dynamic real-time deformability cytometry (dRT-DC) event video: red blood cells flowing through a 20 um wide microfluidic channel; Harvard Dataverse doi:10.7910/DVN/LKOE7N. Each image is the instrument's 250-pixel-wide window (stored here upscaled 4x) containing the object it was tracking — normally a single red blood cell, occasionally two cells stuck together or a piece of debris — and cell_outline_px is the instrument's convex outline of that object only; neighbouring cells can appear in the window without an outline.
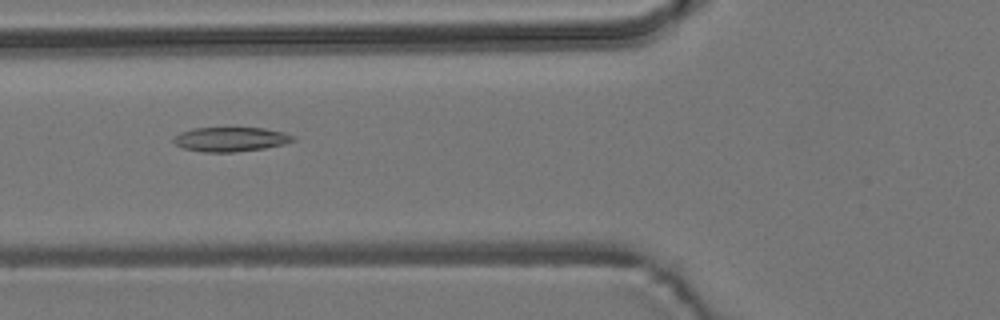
{"species": "common noctule bat (a hibernating species)", "species_latin": "Nyctalus noctula", "temperature_condition": "room temperature", "stored_images_in_passage": 54, "camera_frame_rate_fps": 3000, "um_per_image_px": 0.085, "animal": {"sex": "male", "body_mass_g": 19.2, "forearm_length_mm": 51.8}, "frame": {"image": 1, "passage_image": 20, "time_ms": 6.333, "image_size_px": [1000, 320], "cell_outline_px": [[296, 140], [284, 144], [264, 148], [232, 152], [204, 152], [184, 148], [176, 144], [172, 140], [180, 132], [192, 128], [264, 128], [284, 132], [296, 136]], "centroid_in_image_um": [19.63, 11.83], "position_along_channel_um": 106.2, "area_um2": 16.94}}
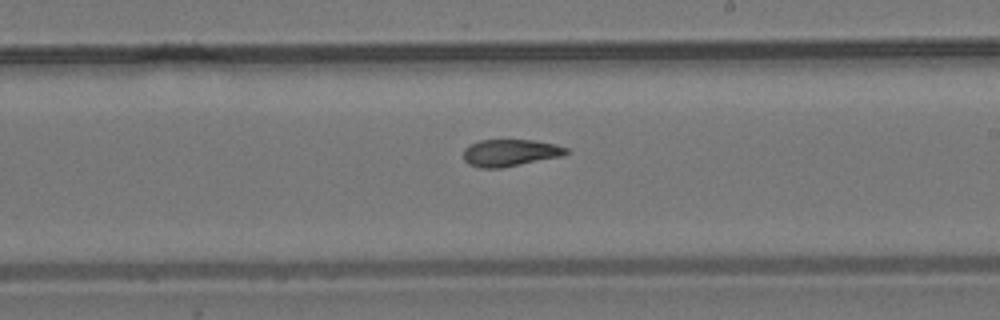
{"frame": {"image": 2, "passage_image": 31, "time_ms": 10.0, "image_size_px": [1000, 320], "cell_outline_px": [[568, 152], [560, 156], [500, 168], [480, 168], [468, 164], [464, 160], [464, 148], [468, 144], [480, 140], [532, 140], [556, 144], [568, 148]], "centroid_in_image_um": [43.31, 12.98], "position_along_channel_um": 245.7, "area_um2": 16.07}}
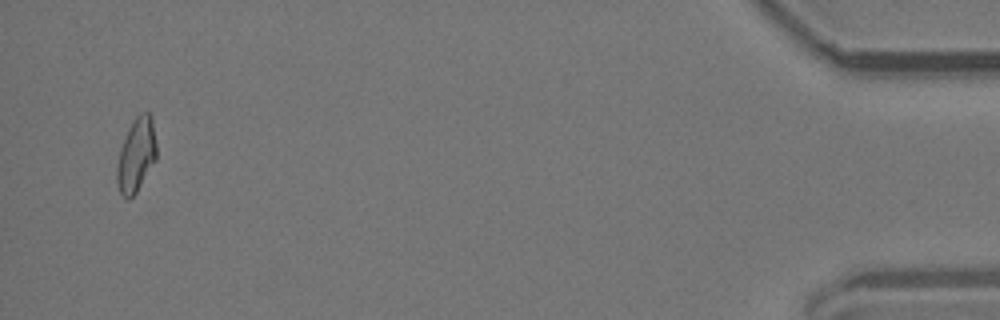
{"frame": {"image": 3, "passage_image": 52, "time_ms": 17.0, "image_size_px": [1000, 320], "cell_outline_px": [[156, 160], [136, 192], [128, 200], [120, 192], [116, 180], [116, 164], [120, 148], [128, 128], [136, 116], [140, 112], [148, 112], [152, 116], [156, 144]], "centroid_in_image_um": [11.57, 13.16], "position_along_channel_um": 423.6, "area_um2": 17.11}, "authors_computed_cell_mechanics": {"area_um2": 17.0221, "velocity_mm_per_s": 3.795, "shape_relaxation_time_tau1_ms": null, "shape_relaxation_time_tau2_ms": 2.7113, "deformation_change_tau1": null, "deformation_change_tau2": 0.098}}